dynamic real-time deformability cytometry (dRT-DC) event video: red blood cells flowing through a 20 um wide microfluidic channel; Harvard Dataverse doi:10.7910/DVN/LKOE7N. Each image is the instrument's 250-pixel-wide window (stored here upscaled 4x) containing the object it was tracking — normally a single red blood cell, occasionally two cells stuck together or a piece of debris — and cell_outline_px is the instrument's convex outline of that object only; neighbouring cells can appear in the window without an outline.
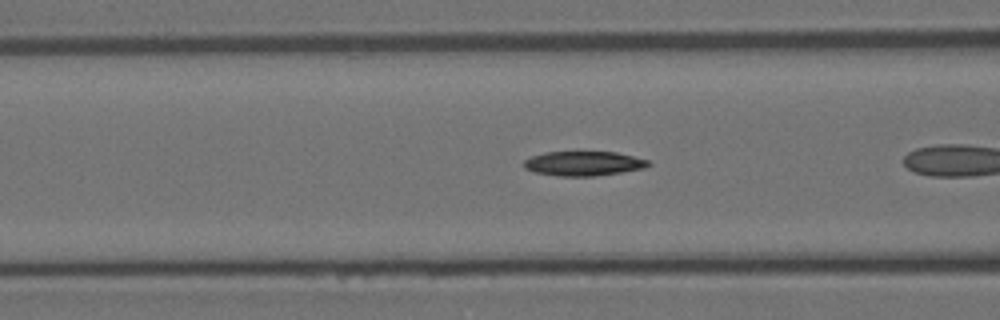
{"species": "Egyptian fruit bat (a non-hibernating species)", "species_latin": "Rousettus aegyptiacus", "temperature_condition": "room temperature", "stored_images_in_passage": 32, "camera_frame_rate_fps": 3000, "um_per_image_px": 0.085, "animal": {"sex": "female"}, "frame": {"image": 1, "passage_image": 5, "time_ms": 1.333, "image_size_px": [1000, 320], "cell_outline_px": [[652, 164], [644, 168], [620, 172], [592, 176], [556, 176], [536, 172], [524, 168], [524, 160], [532, 156], [544, 152], [576, 148], [616, 152], [648, 160]], "centroid_in_image_um": [49.57, 13.83], "position_along_channel_um": 117.0, "area_um2": 18.67}}